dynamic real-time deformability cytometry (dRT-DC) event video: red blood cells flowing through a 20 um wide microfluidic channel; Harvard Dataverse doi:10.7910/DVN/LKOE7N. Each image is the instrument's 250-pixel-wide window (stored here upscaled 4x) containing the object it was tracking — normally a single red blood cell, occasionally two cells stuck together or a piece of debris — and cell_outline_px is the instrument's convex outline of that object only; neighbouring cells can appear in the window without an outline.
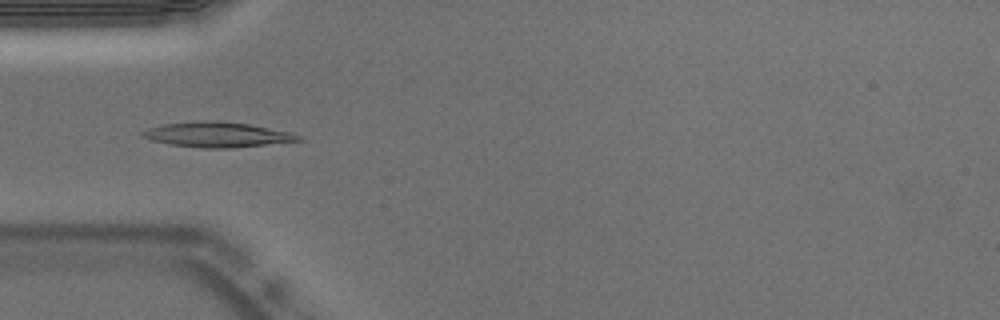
{"species": "Egyptian fruit bat (a non-hibernating species)", "species_latin": "Rousettus aegyptiacus", "temperature_condition": "warm", "stored_images_in_passage": 53, "camera_frame_rate_fps": 3000, "um_per_image_px": 0.085, "animal": {"sex": "male"}, "frame": {"image": 1, "passage_image": 16, "time_ms": 5.0, "image_size_px": [1000, 320], "cell_outline_px": [[304, 140], [232, 148], [204, 148], [168, 144], [152, 140], [140, 136], [140, 132], [148, 128], [164, 124], [196, 120], [220, 120], [248, 124], [288, 132], [300, 136]], "centroid_in_image_um": [18.4, 11.43], "position_along_channel_um": 66.6, "area_um2": 22.83}}
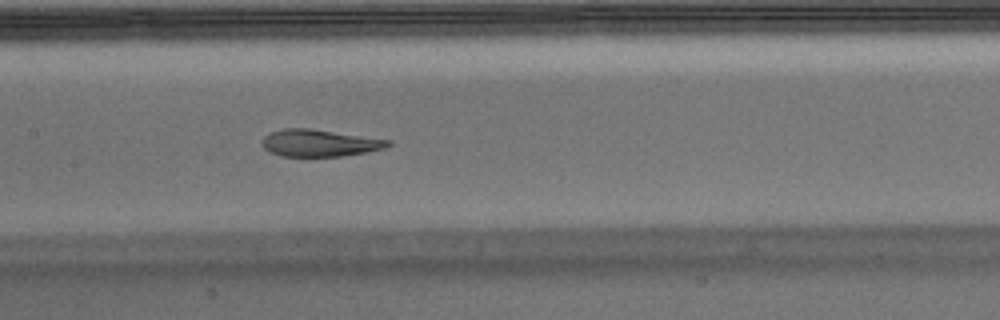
{"frame": {"image": 2, "passage_image": 25, "time_ms": 8.0, "image_size_px": [1000, 320], "cell_outline_px": [[392, 144], [384, 148], [364, 152], [340, 156], [280, 156], [264, 148], [260, 144], [260, 140], [264, 136], [272, 132], [284, 128], [308, 128], [392, 140]], "centroid_in_image_um": [27.13, 12.15], "position_along_channel_um": 180.3, "area_um2": 19.71}}
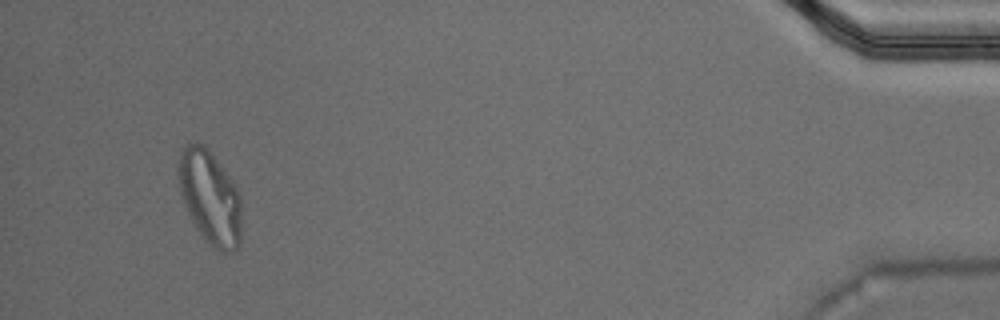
{"frame": {"image": 3, "passage_image": 50, "time_ms": 16.333, "image_size_px": [1000, 320], "cell_outline_px": [[240, 244], [232, 252], [220, 252], [196, 228], [184, 204], [176, 180], [176, 168], [180, 152], [188, 144], [204, 144], [208, 148], [232, 180], [240, 196]], "centroid_in_image_um": [17.81, 16.74], "position_along_channel_um": 417.4, "area_um2": 34.28}, "authors_computed_cell_mechanics": {"area_um2": 21.4438, "velocity_mm_per_s": 3.7509, "shape_relaxation_time_tau1_ms": 10.0361, "shape_relaxation_time_tau2_ms": 1.8363, "deformation_change_tau1": 0.3057, "deformation_change_tau2": 0.0911}}